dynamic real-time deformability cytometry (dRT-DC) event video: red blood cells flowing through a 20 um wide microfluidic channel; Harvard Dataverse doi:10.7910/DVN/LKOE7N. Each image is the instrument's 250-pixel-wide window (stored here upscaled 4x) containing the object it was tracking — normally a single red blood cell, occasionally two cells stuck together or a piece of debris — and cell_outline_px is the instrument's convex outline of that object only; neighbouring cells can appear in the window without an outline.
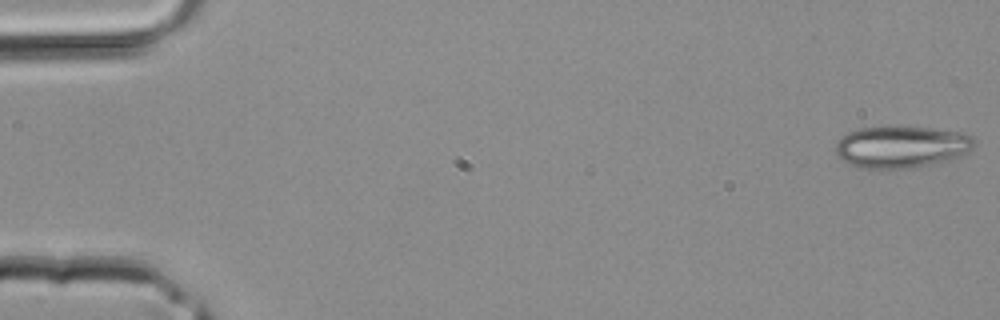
{"species": "common noctule bat (a hibernating species)", "species_latin": "Nyctalus noctula", "temperature_condition": "room temperature", "stored_images_in_passage": 40, "camera_frame_rate_fps": 3000, "um_per_image_px": 0.085, "animal": {"sex": "male", "body_mass_g": 20.4}, "frame": {"image": 1, "passage_image": 1, "time_ms": 0.0, "image_size_px": [1000, 320], "cell_outline_px": [[976, 140], [972, 148], [968, 152], [948, 160], [908, 168], [860, 168], [848, 164], [836, 156], [836, 140], [840, 136], [848, 132], [860, 128], [888, 124], [932, 128], [964, 132]], "centroid_in_image_um": [76.57, 12.44], "position_along_channel_um": 8.4, "area_um2": 34.56}}
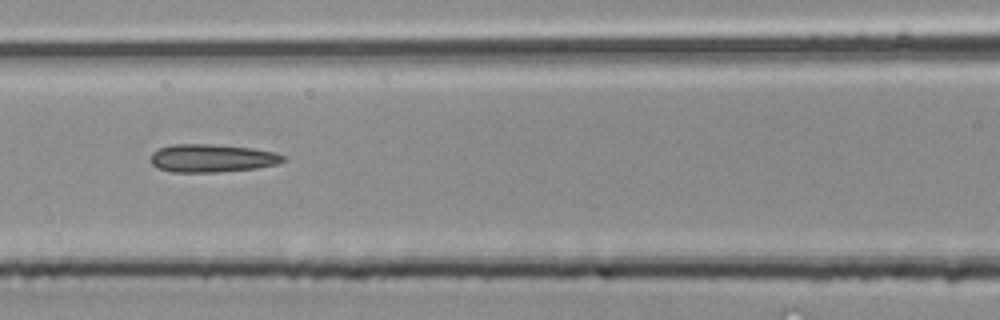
{"frame": {"image": 2, "passage_image": 18, "time_ms": 5.667, "image_size_px": [1000, 320], "cell_outline_px": [[284, 160], [276, 164], [256, 168], [216, 172], [172, 172], [156, 168], [148, 160], [152, 152], [160, 148], [172, 144], [212, 144], [252, 148], [276, 152], [284, 156]], "centroid_in_image_um": [17.96, 13.44], "position_along_channel_um": 148.6, "area_um2": 21.73}}
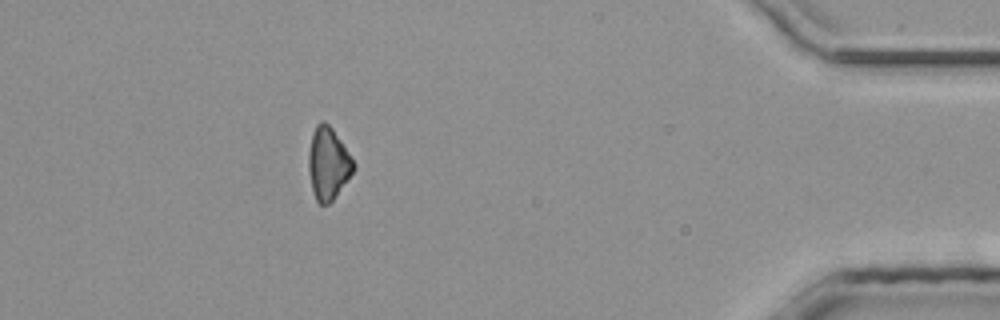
{"frame": {"image": 3, "passage_image": 36, "time_ms": 11.667, "image_size_px": [1000, 320], "cell_outline_px": [[356, 168], [332, 200], [328, 204], [320, 204], [316, 200], [312, 188], [308, 168], [308, 152], [312, 132], [316, 124], [320, 120], [324, 120], [332, 128], [356, 164]], "centroid_in_image_um": [27.88, 13.86], "position_along_channel_um": 407.3, "area_um2": 18.84}}